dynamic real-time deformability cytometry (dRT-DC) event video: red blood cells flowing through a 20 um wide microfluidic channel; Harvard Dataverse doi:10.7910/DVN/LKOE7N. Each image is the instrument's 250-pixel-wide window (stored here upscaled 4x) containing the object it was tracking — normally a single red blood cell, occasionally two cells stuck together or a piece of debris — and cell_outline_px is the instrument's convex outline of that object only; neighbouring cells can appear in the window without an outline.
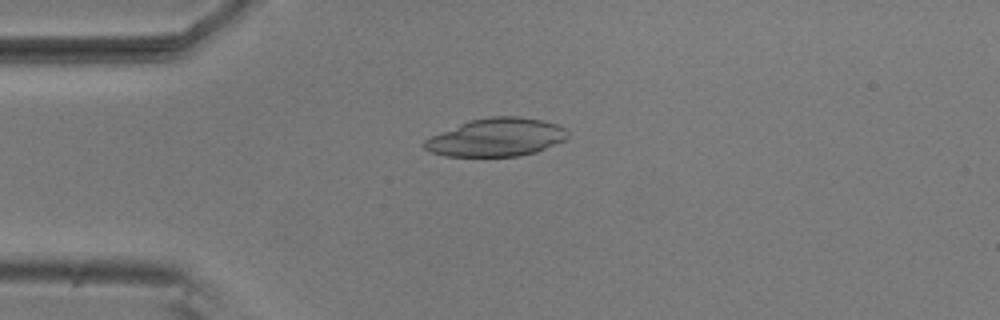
{"species": "common noctule bat (a hibernating species)", "species_latin": "Nyctalus noctula", "temperature_condition": "room temperature", "stored_images_in_passage": 5, "camera_frame_rate_fps": 3000, "um_per_image_px": 0.085, "animal": {"sex": "male", "body_mass_g": 20.5, "forearm_length_mm": 52.5}, "frame": {"image": 1, "passage_image": 3, "time_ms": 0.667, "image_size_px": [1000, 320], "cell_outline_px": [[568, 136], [564, 140], [536, 152], [520, 156], [444, 156], [432, 152], [424, 148], [420, 144], [424, 140], [432, 136], [468, 120], [492, 116], [520, 116], [544, 120], [556, 124], [564, 128], [568, 132]], "centroid_in_image_um": [42.18, 11.67], "position_along_channel_um": 42.8, "area_um2": 31.85}}